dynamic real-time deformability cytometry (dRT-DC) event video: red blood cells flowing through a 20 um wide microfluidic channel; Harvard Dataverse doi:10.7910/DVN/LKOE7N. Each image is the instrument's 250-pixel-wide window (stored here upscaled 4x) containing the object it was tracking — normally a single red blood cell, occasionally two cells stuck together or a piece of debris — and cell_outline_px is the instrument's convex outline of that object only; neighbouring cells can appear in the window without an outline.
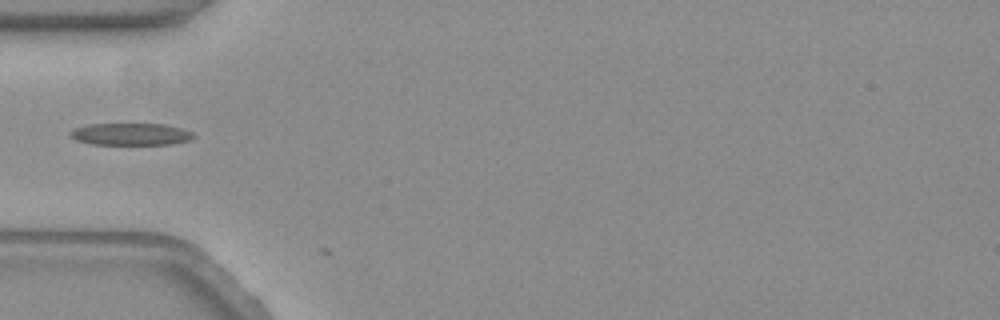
{"species": "common noctule bat (a hibernating species)", "species_latin": "Nyctalus noctula", "temperature_condition": "warm", "stored_images_in_passage": 3, "camera_frame_rate_fps": 3000, "um_per_image_px": 0.085, "animal": {"sex": "female", "body_mass_g": 19.3, "forearm_length_mm": 54.1}, "frame": {"image": 1, "passage_image": 2, "time_ms": 0.333, "image_size_px": [1000, 320], "cell_outline_px": [[196, 136], [192, 140], [172, 144], [92, 144], [76, 140], [68, 132], [72, 128], [88, 124], [164, 124], [180, 128], [192, 132]], "centroid_in_image_um": [11.12, 11.4], "position_along_channel_um": 73.9, "area_um2": 15.9}}